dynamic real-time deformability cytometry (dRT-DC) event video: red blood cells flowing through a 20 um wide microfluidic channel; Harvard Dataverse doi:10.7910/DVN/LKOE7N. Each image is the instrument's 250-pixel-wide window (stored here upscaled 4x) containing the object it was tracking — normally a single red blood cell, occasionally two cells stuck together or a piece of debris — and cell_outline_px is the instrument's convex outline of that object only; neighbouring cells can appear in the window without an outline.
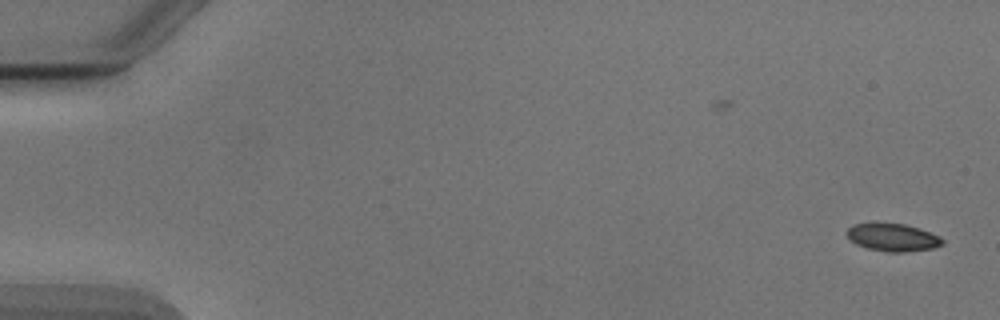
{"species": "Egyptian fruit bat (a non-hibernating species)", "species_latin": "Rousettus aegyptiacus", "temperature_condition": "cold", "stored_images_in_passage": 53, "camera_frame_rate_fps": 3000, "um_per_image_px": 0.085, "animal": {"sex": "male"}, "frame": {"image": 1, "passage_image": 1, "time_ms": 0.0, "image_size_px": [1000, 320], "cell_outline_px": [[944, 244], [932, 248], [904, 252], [888, 252], [868, 248], [856, 244], [844, 232], [852, 224], [876, 220], [904, 224], [920, 228], [940, 236], [944, 240]], "centroid_in_image_um": [75.85, 20.12], "position_along_channel_um": 9.2, "area_um2": 16.01}}
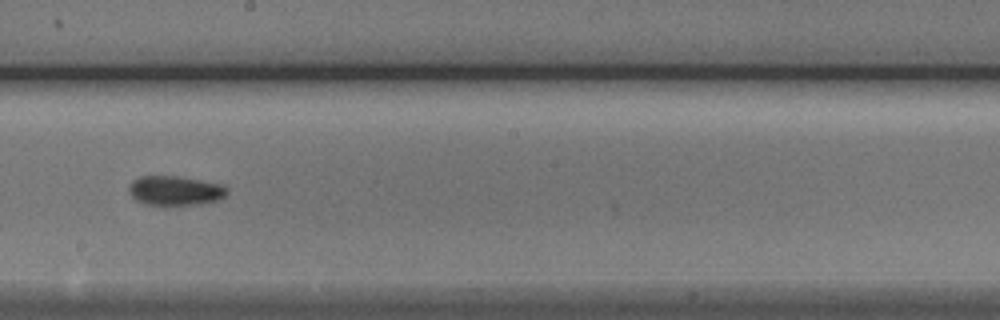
{"frame": {"image": 2, "passage_image": 30, "time_ms": 9.667, "image_size_px": [1000, 320], "cell_outline_px": [[228, 192], [220, 200], [200, 204], [168, 208], [164, 208], [144, 204], [136, 200], [128, 192], [128, 188], [132, 180], [140, 176], [176, 176], [200, 180], [220, 184], [228, 188]], "centroid_in_image_um": [14.86, 16.26], "position_along_channel_um": 233.3, "area_um2": 17.63}}
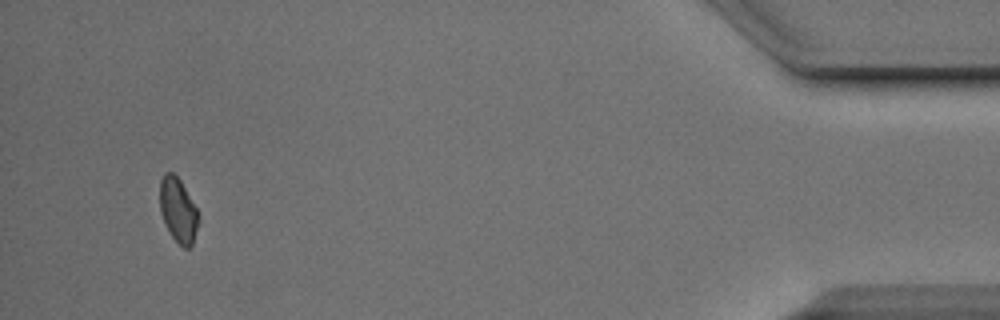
{"frame": {"image": 3, "passage_image": 50, "time_ms": 16.333, "image_size_px": [1000, 320], "cell_outline_px": [[200, 220], [192, 244], [188, 248], [184, 248], [172, 236], [160, 212], [160, 180], [164, 172], [172, 172], [180, 180], [200, 212]], "centroid_in_image_um": [15.17, 17.84], "position_along_channel_um": 420.0, "area_um2": 14.57}, "authors_computed_cell_mechanics": {"area_um2": 16.0684, "velocity_mm_per_s": 3.8834, "shape_relaxation_time_tau1_ms": 1.8268, "shape_relaxation_time_tau2_ms": 7.33, "deformation_change_tau1": 0.0729, "deformation_change_tau2": 0.1265}}